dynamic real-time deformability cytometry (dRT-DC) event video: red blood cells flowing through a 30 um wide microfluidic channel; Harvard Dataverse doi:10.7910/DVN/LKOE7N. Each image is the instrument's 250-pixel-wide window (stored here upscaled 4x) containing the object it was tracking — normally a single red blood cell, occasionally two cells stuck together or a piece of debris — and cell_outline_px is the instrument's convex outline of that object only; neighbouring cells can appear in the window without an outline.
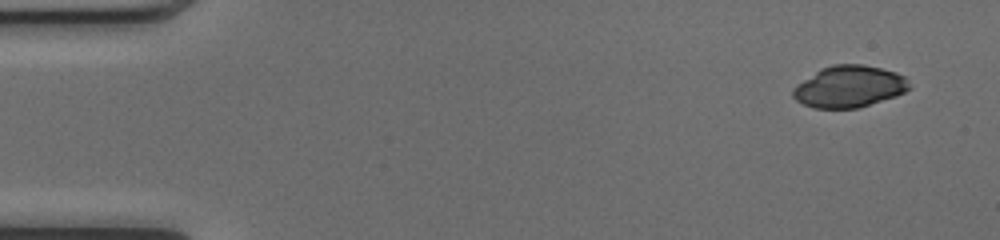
{"species": "common noctule bat (a hibernating species)", "species_latin": "Nyctalus noctula", "temperature_condition": "cold", "stored_images_in_passage": 48, "camera_frame_rate_fps": 3000, "um_per_image_px": 0.085, "animal": {"sex": "female", "body_mass_g": 17.0, "forearm_length_mm": 48.0}, "frame": {"image": 1, "passage_image": 1, "time_ms": 0.0, "image_size_px": [1000, 240], "cell_outline_px": [[912, 88], [896, 96], [860, 108], [812, 108], [796, 100], [792, 96], [792, 88], [796, 84], [820, 68], [832, 64], [860, 64], [880, 68], [896, 72], [904, 76]], "centroid_in_image_um": [72.16, 7.36], "position_along_channel_um": 12.8, "area_um2": 28.5}}